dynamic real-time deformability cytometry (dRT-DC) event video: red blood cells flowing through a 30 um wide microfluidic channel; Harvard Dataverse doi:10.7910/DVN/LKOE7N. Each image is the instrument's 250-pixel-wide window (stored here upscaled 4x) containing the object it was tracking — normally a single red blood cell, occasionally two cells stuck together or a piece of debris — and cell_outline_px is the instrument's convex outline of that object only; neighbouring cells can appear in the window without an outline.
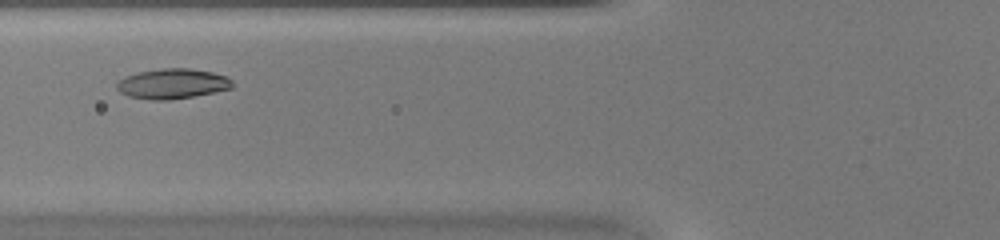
{"species": "common noctule bat (a hibernating species)", "species_latin": "Nyctalus noctula", "temperature_condition": "warm", "stored_images_in_passage": 28, "camera_frame_rate_fps": 3000, "um_per_image_px": 0.085, "animal": {"sex": "female", "body_mass_g": 20.0, "forearm_length_mm": 54.0}, "frame": {"image": 1, "passage_image": 7, "time_ms": 2.0, "image_size_px": [1000, 240], "cell_outline_px": [[232, 88], [192, 96], [168, 100], [148, 100], [128, 96], [120, 92], [116, 88], [116, 84], [124, 76], [140, 72], [160, 68], [188, 68], [212, 72], [224, 76], [232, 80]], "centroid_in_image_um": [14.61, 7.12], "position_along_channel_um": 111.2, "area_um2": 20.11}}
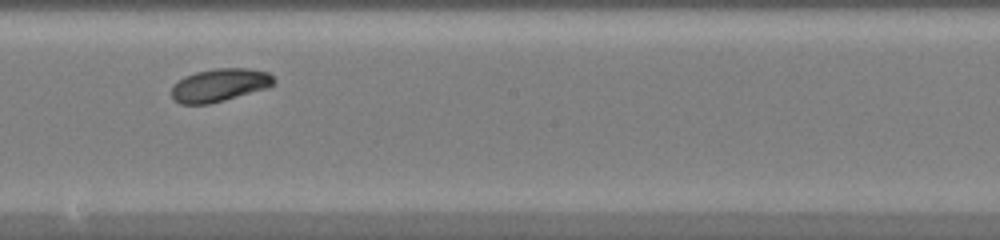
{"frame": {"image": 2, "passage_image": 15, "time_ms": 4.667, "image_size_px": [1000, 240], "cell_outline_px": [[276, 84], [268, 88], [224, 100], [208, 104], [180, 104], [172, 100], [172, 84], [184, 76], [196, 72], [216, 68], [248, 68], [268, 72], [276, 80]], "centroid_in_image_um": [18.67, 7.23], "position_along_channel_um": 229.5, "area_um2": 19.88}}
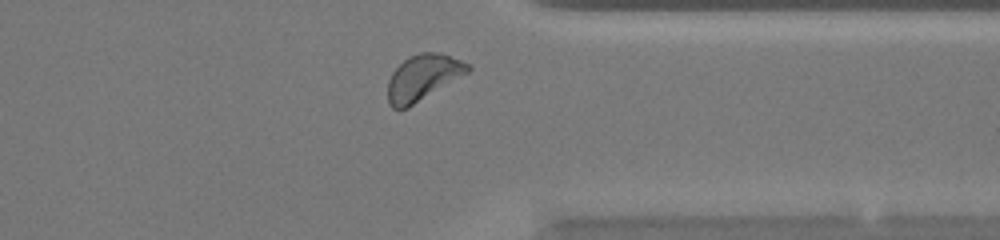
{"frame": {"image": 3, "passage_image": 25, "time_ms": 8.0, "image_size_px": [1000, 240], "cell_outline_px": [[472, 68], [468, 72], [408, 108], [392, 108], [388, 104], [388, 80], [392, 72], [408, 56], [420, 52], [436, 52], [472, 64]], "centroid_in_image_um": [35.93, 6.58], "position_along_channel_um": 375.5, "area_um2": 21.21}}